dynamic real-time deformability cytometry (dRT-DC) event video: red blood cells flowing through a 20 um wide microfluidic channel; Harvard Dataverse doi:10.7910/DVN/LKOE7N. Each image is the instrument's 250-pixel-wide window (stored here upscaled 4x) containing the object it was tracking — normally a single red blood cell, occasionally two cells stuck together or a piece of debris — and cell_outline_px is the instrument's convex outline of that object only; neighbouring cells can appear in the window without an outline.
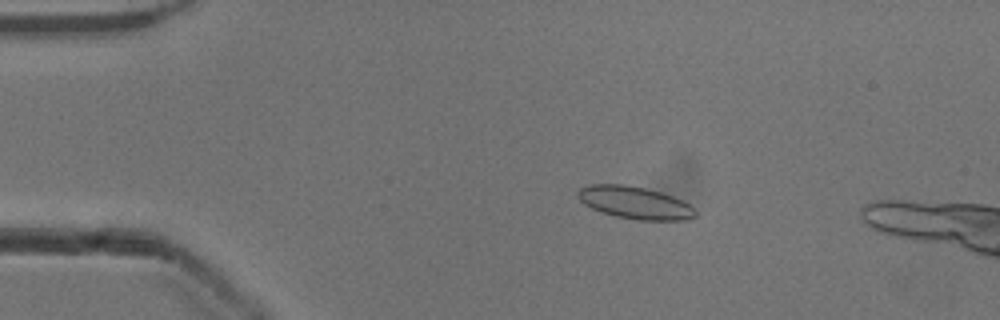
{"species": "common noctule bat (a hibernating species)", "species_latin": "Nyctalus noctula", "temperature_condition": "cold", "stored_images_in_passage": 18, "camera_frame_rate_fps": 3000, "um_per_image_px": 0.085, "animal": {"sex": "male", "body_mass_g": 13.3}, "frame": {"image": 1, "passage_image": 11, "time_ms": 3.333, "image_size_px": [1000, 320], "cell_outline_px": [[696, 216], [688, 220], [636, 220], [616, 216], [600, 212], [584, 204], [576, 196], [576, 192], [580, 188], [588, 184], [624, 184], [644, 188], [660, 192], [672, 196], [688, 204], [696, 212]], "centroid_in_image_um": [53.91, 17.23], "position_along_channel_um": 31.1, "area_um2": 22.2}}